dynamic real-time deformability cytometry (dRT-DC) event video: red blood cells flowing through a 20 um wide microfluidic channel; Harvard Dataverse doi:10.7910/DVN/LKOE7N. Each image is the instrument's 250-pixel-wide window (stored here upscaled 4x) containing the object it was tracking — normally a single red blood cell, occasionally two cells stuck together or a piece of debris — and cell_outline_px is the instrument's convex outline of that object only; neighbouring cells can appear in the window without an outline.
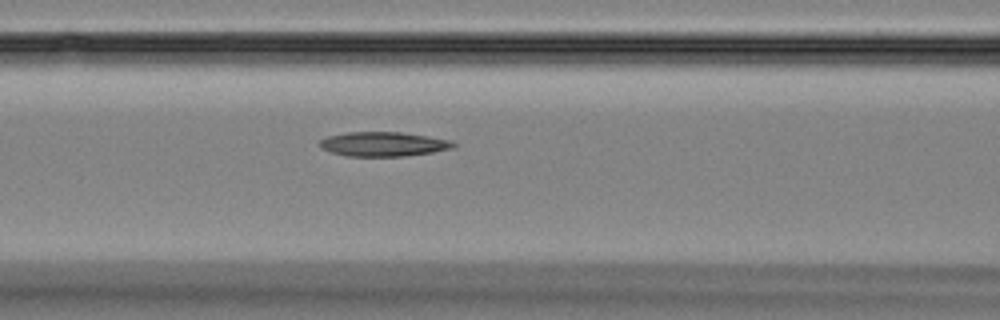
{"species": "Egyptian fruit bat (a non-hibernating species)", "species_latin": "Rousettus aegyptiacus", "temperature_condition": "room temperature", "stored_images_in_passage": 35, "camera_frame_rate_fps": 3000, "um_per_image_px": 0.085, "animal": {"sex": "female"}, "frame": {"image": 1, "passage_image": 13, "time_ms": 4.0, "image_size_px": [1000, 320], "cell_outline_px": [[456, 144], [452, 148], [432, 152], [404, 156], [348, 156], [332, 152], [320, 148], [320, 140], [328, 136], [348, 132], [400, 132], [428, 136], [452, 140]], "centroid_in_image_um": [32.59, 12.24], "position_along_channel_um": 134.0, "area_um2": 18.9}}
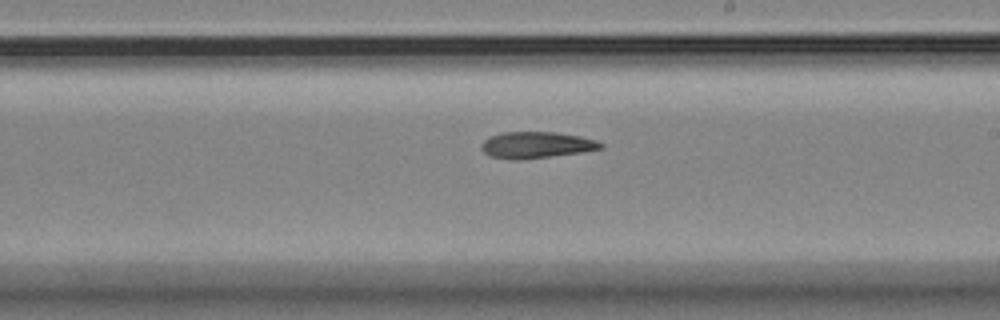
{"frame": {"image": 2, "passage_image": 22, "time_ms": 7.0, "image_size_px": [1000, 320], "cell_outline_px": [[604, 148], [580, 152], [552, 156], [516, 160], [512, 160], [488, 156], [480, 148], [480, 144], [488, 136], [504, 132], [556, 132], [580, 136], [596, 140], [604, 144]], "centroid_in_image_um": [45.55, 12.32], "position_along_channel_um": 243.5, "area_um2": 18.5}}
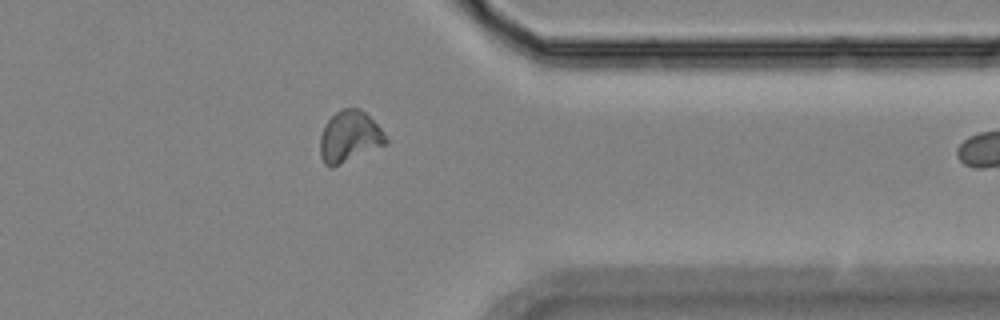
{"frame": {"image": 3, "passage_image": 34, "time_ms": 11.0, "image_size_px": [1000, 320], "cell_outline_px": [[388, 144], [332, 168], [328, 168], [324, 164], [320, 156], [320, 136], [324, 124], [340, 108], [360, 108], [380, 128], [388, 140]], "centroid_in_image_um": [29.68, 11.64], "position_along_channel_um": 381.7, "area_um2": 19.83}}